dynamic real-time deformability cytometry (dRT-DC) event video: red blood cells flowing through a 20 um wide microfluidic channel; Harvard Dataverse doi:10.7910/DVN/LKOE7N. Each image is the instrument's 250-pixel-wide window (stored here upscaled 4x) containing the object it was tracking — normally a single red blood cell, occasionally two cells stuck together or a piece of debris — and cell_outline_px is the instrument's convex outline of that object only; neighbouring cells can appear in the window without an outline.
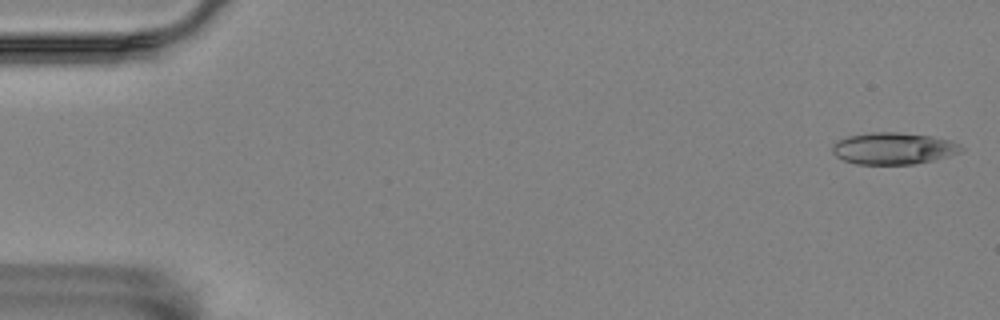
{"species": "Egyptian fruit bat (a non-hibernating species)", "species_latin": "Rousettus aegyptiacus", "temperature_condition": "room temperature", "stored_images_in_passage": 57, "camera_frame_rate_fps": 3000, "um_per_image_px": 0.085, "animal": {"sex": "female"}, "frame": {"image": 1, "passage_image": 1, "time_ms": 0.0, "image_size_px": [1000, 320], "cell_outline_px": [[964, 148], [960, 152], [948, 156], [932, 160], [912, 164], [856, 164], [844, 160], [836, 156], [832, 152], [832, 144], [836, 140], [848, 136], [872, 132], [896, 132], [932, 136], [948, 140], [960, 144]], "centroid_in_image_um": [75.91, 12.61], "position_along_channel_um": 9.1, "area_um2": 23.81}}
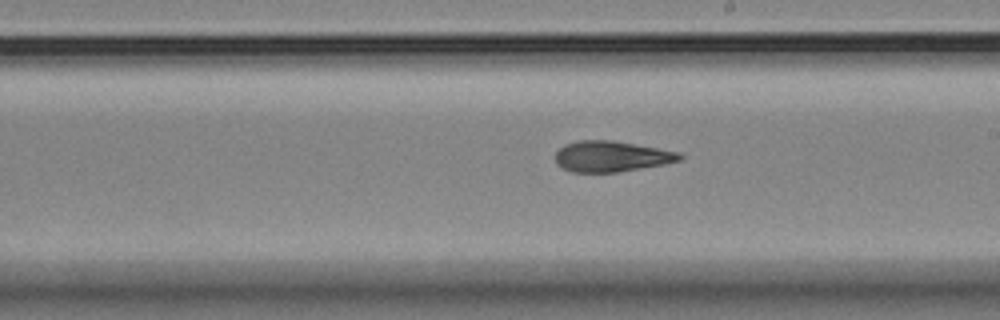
{"frame": {"image": 2, "passage_image": 32, "time_ms": 10.333, "image_size_px": [1000, 320], "cell_outline_px": [[684, 156], [680, 160], [664, 164], [616, 172], [572, 172], [556, 164], [556, 152], [564, 144], [576, 140], [612, 140], [680, 152]], "centroid_in_image_um": [51.95, 13.28], "position_along_channel_um": 237.0, "area_um2": 22.2}}
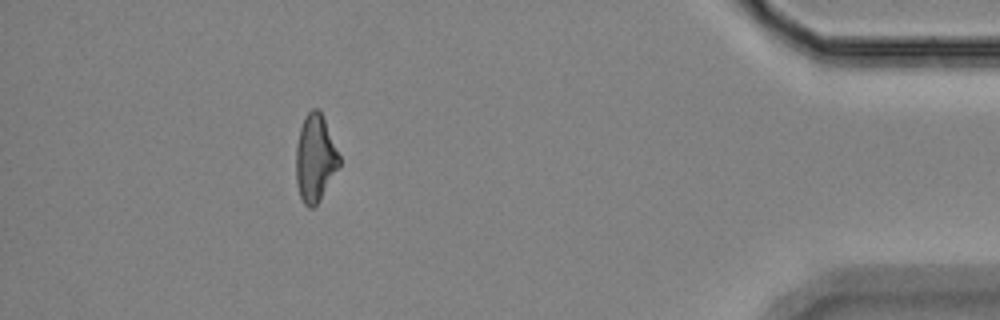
{"frame": {"image": 3, "passage_image": 51, "time_ms": 16.667, "image_size_px": [1000, 320], "cell_outline_px": [[340, 164], [320, 200], [312, 208], [308, 208], [304, 204], [300, 196], [296, 184], [296, 144], [300, 128], [304, 116], [312, 108], [320, 108], [340, 156]], "centroid_in_image_um": [26.78, 13.42], "position_along_channel_um": 408.4, "area_um2": 22.08}, "authors_computed_cell_mechanics": {"area_um2": 22.8888, "velocity_mm_per_s": 3.4874, "shape_relaxation_time_tau1_ms": null, "shape_relaxation_time_tau2_ms": 5.2021, "deformation_change_tau1": null, "deformation_change_tau2": 0.1434}}